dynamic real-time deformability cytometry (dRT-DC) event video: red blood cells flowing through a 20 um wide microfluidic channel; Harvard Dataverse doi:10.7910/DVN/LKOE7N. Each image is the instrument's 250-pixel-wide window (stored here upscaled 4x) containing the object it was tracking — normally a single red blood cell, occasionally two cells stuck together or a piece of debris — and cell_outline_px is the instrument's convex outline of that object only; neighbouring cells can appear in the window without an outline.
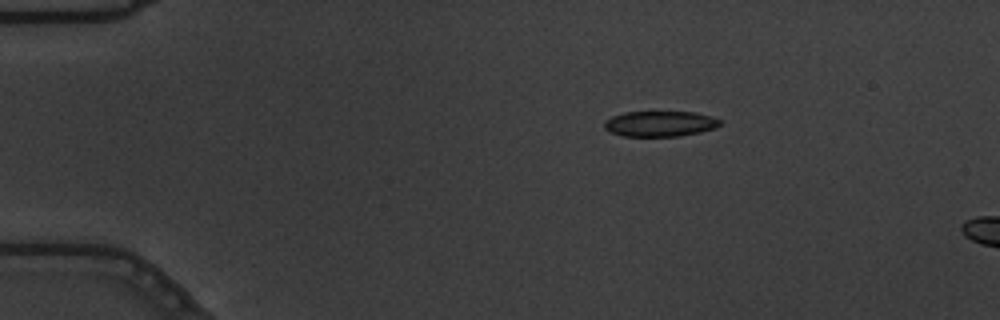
{"species": "common noctule bat (a hibernating species)", "species_latin": "Nyctalus noctula", "temperature_condition": "warm", "stored_images_in_passage": 5, "camera_frame_rate_fps": 3000, "um_per_image_px": 0.085, "animal": {"sex": "male", "body_mass_g": 19.5, "forearm_length_mm": 54.6}, "frame": {"image": 1, "passage_image": 1, "time_ms": 0.0, "image_size_px": [1000, 320], "cell_outline_px": [[720, 124], [716, 128], [700, 132], [680, 136], [624, 136], [612, 132], [604, 128], [604, 120], [612, 116], [624, 112], [696, 112], [712, 116], [720, 120]], "centroid_in_image_um": [56.11, 10.51], "position_along_channel_um": 28.9, "area_um2": 17.22}}